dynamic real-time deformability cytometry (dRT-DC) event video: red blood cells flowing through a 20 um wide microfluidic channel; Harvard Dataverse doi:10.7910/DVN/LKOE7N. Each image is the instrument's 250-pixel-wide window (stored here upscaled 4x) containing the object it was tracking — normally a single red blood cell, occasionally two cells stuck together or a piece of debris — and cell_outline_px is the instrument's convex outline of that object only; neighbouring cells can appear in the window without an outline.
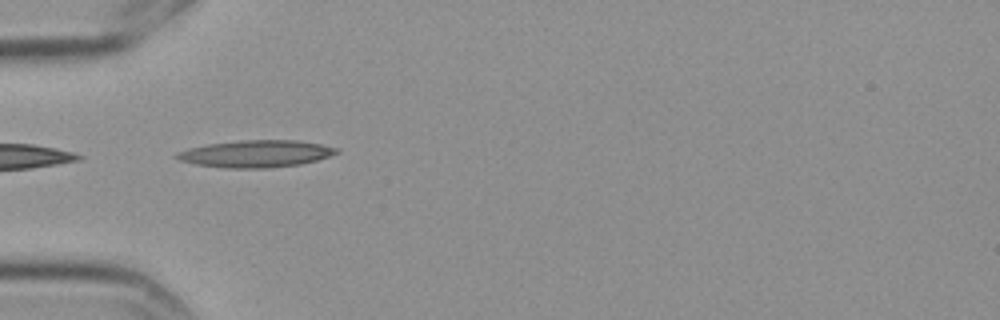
{"species": "Egyptian fruit bat (a non-hibernating species)", "species_latin": "Rousettus aegyptiacus", "temperature_condition": "cold", "stored_images_in_passage": 3, "camera_frame_rate_fps": 3000, "um_per_image_px": 0.085, "frame": {"image": 1, "passage_image": 1, "time_ms": 0.0, "image_size_px": [1000, 320], "cell_outline_px": [[340, 152], [316, 160], [300, 164], [268, 168], [224, 168], [196, 164], [180, 160], [172, 156], [176, 152], [188, 148], [208, 144], [240, 140], [296, 140], [320, 144], [340, 148]], "centroid_in_image_um": [21.73, 13.06], "position_along_channel_um": 63.3, "area_um2": 25.26}}
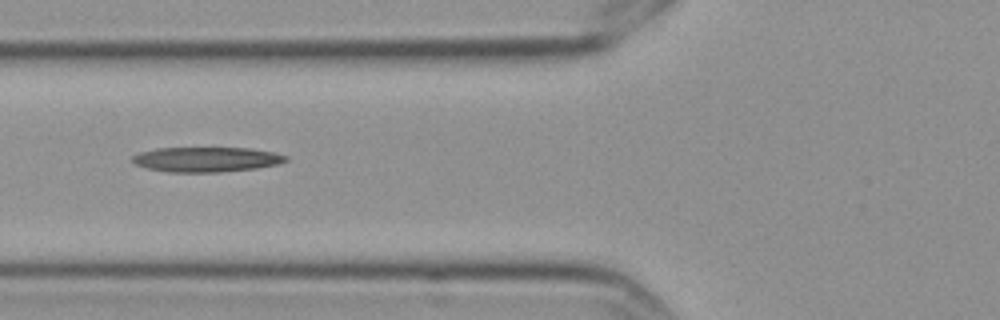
{"frame": {"image": 2, "passage_image": 2, "time_ms": 0.333, "image_size_px": [1000, 320], "cell_outline_px": [[288, 160], [280, 164], [256, 168], [220, 172], [168, 172], [148, 168], [136, 164], [132, 160], [132, 156], [140, 152], [156, 148], [248, 148], [272, 152], [288, 156]], "centroid_in_image_um": [17.56, 13.55], "position_along_channel_um": 108.2, "area_um2": 22.2}}
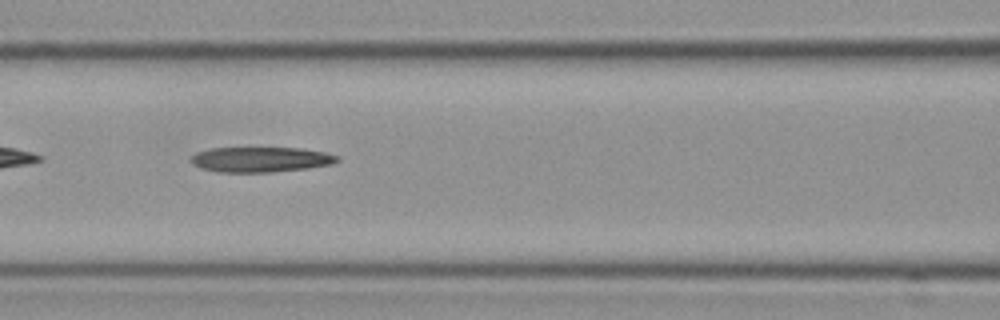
{"frame": {"image": 3, "passage_image": 3, "time_ms": 0.667, "image_size_px": [1000, 320], "cell_outline_px": [[340, 160], [332, 164], [308, 168], [272, 172], [220, 172], [204, 168], [192, 164], [192, 156], [196, 152], [212, 148], [300, 148], [324, 152], [340, 156]], "centroid_in_image_um": [22.21, 13.55], "position_along_channel_um": 144.4, "area_um2": 21.33}}